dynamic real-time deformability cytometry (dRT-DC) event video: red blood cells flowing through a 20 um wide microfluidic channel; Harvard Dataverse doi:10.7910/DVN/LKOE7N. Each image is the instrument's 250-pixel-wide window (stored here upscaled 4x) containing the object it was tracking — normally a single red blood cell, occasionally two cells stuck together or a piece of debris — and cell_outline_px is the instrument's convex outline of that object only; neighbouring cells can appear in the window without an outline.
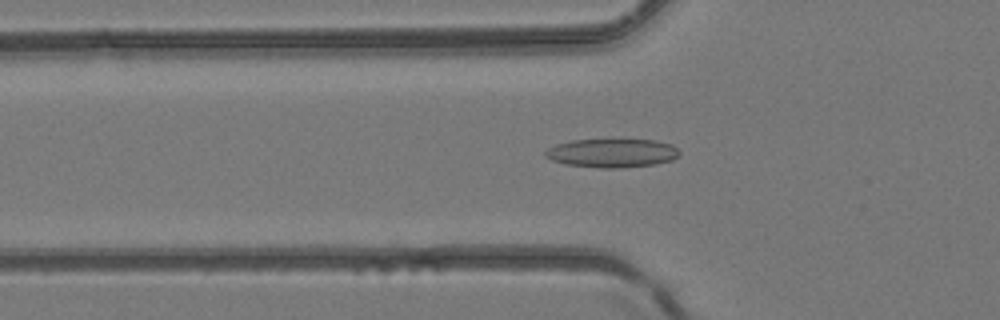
{"species": "common noctule bat (a hibernating species)", "species_latin": "Nyctalus noctula", "temperature_condition": "room temperature", "stored_images_in_passage": 48, "camera_frame_rate_fps": 3000, "um_per_image_px": 0.085, "animal": {"sex": "female", "body_mass_g": 24.6, "forearm_length_mm": 56.2}, "frame": {"image": 1, "passage_image": 18, "time_ms": 5.667, "image_size_px": [1000, 320], "cell_outline_px": [[680, 152], [672, 160], [656, 164], [620, 168], [604, 168], [564, 164], [552, 160], [544, 156], [544, 152], [548, 148], [556, 144], [572, 140], [656, 140], [672, 144]], "centroid_in_image_um": [52.01, 13.01], "position_along_channel_um": 73.8, "area_um2": 22.37}}
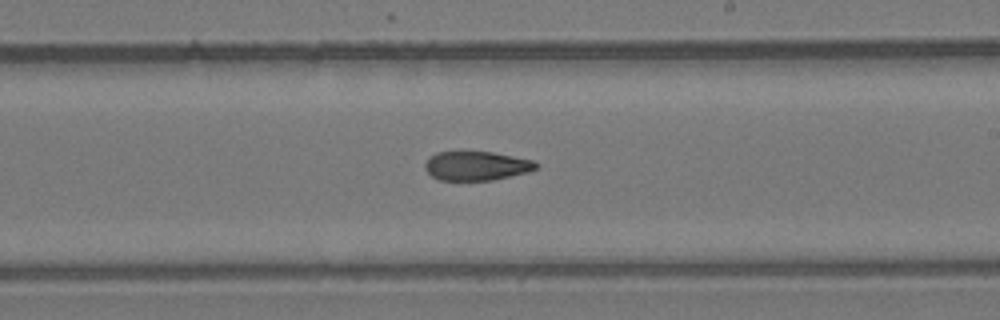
{"frame": {"image": 2, "passage_image": 30, "time_ms": 9.667, "image_size_px": [1000, 320], "cell_outline_px": [[540, 164], [536, 168], [528, 172], [492, 180], [440, 180], [432, 176], [424, 168], [424, 164], [436, 152], [492, 152], [532, 160]], "centroid_in_image_um": [40.5, 14.1], "position_along_channel_um": 248.5, "area_um2": 18.61}}
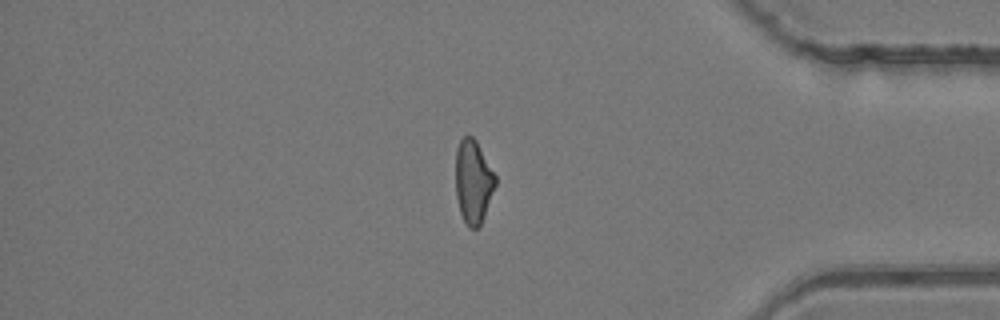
{"frame": {"image": 3, "passage_image": 42, "time_ms": 13.667, "image_size_px": [1000, 320], "cell_outline_px": [[496, 184], [480, 224], [476, 228], [468, 228], [460, 212], [456, 196], [456, 148], [460, 140], [464, 136], [472, 136], [476, 140], [496, 176]], "centroid_in_image_um": [40.21, 15.41], "position_along_channel_um": 395.0, "area_um2": 19.07}}